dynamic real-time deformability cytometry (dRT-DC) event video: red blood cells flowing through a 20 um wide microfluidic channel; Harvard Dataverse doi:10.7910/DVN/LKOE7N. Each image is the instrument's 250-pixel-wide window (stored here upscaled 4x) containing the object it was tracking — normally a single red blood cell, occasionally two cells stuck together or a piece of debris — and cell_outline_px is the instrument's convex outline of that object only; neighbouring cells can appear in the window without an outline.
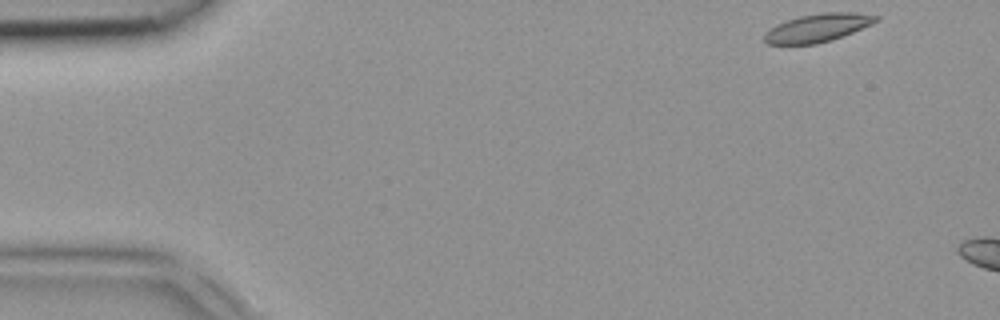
{"species": "common noctule bat (a hibernating species)", "species_latin": "Nyctalus noctula", "temperature_condition": "room temperature", "stored_images_in_passage": 3, "camera_frame_rate_fps": 3000, "um_per_image_px": 0.085, "animal": {"sex": "female", "body_mass_g": 18.4}, "frame": {"image": 1, "passage_image": 1, "time_ms": 0.0, "image_size_px": [1000, 320], "cell_outline_px": [[880, 20], [872, 24], [832, 40], [816, 44], [768, 44], [764, 40], [764, 32], [776, 24], [800, 16], [824, 12], [852, 12], [880, 16]], "centroid_in_image_um": [69.51, 2.36], "position_along_channel_um": 15.5, "area_um2": 18.26}}